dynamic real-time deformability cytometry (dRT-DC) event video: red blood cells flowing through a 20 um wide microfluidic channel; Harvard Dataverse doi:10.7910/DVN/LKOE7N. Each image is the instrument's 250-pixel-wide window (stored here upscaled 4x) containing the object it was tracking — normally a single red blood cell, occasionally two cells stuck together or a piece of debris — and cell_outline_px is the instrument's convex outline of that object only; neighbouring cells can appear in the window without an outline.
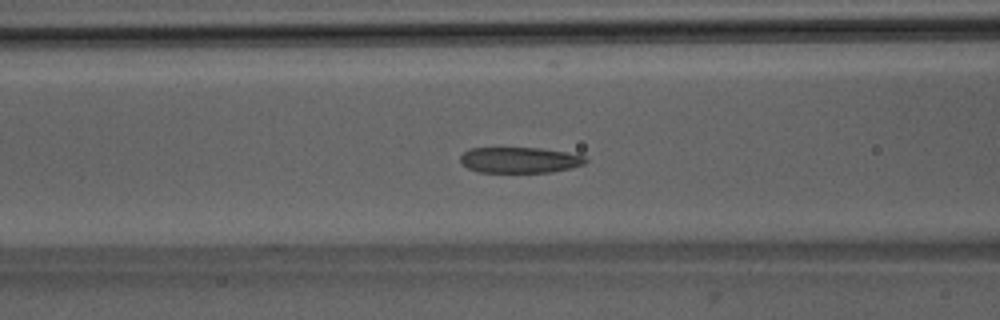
{"species": "Egyptian fruit bat (a non-hibernating species)", "species_latin": "Rousettus aegyptiacus", "temperature_condition": "room temperature", "stored_images_in_passage": 11, "camera_frame_rate_fps": 3000, "um_per_image_px": 0.085, "animal": {"sex": "male"}, "frame": {"image": 1, "passage_image": 6, "time_ms": 1.667, "image_size_px": [1000, 320], "cell_outline_px": [[588, 160], [584, 164], [572, 168], [552, 172], [480, 172], [468, 168], [460, 160], [460, 156], [464, 152], [472, 148], [540, 148], [564, 152], [584, 156]], "centroid_in_image_um": [44.19, 13.6], "position_along_channel_um": 122.4, "area_um2": 18.67}}